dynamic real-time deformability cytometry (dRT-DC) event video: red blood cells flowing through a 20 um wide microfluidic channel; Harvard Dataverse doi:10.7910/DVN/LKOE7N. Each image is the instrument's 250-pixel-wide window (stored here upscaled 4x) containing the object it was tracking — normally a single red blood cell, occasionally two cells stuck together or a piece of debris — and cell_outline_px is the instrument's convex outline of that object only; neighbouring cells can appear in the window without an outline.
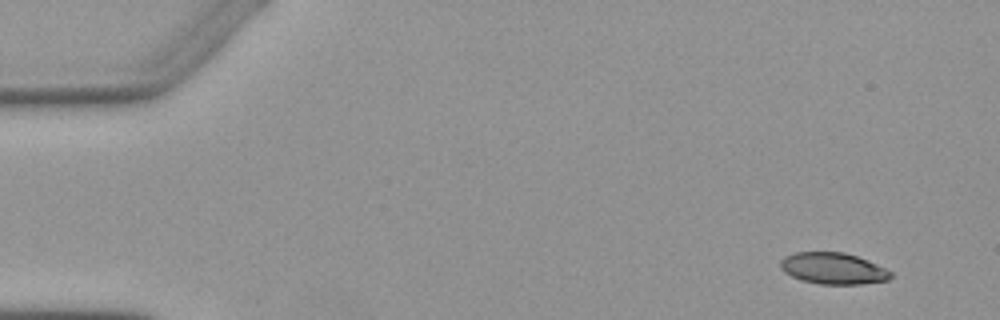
{"species": "Egyptian fruit bat (a non-hibernating species)", "species_latin": "Rousettus aegyptiacus", "temperature_condition": "warm", "stored_images_in_passage": 6, "camera_frame_rate_fps": 3000, "um_per_image_px": 0.085, "animal": {"sex": "female"}, "frame": {"image": 1, "passage_image": 1, "time_ms": 0.0, "image_size_px": [1000, 320], "cell_outline_px": [[892, 276], [888, 280], [860, 284], [820, 284], [800, 280], [784, 272], [780, 268], [780, 260], [784, 256], [796, 252], [844, 252], [868, 260], [892, 272]], "centroid_in_image_um": [70.79, 22.81], "position_along_channel_um": 14.2, "area_um2": 20.23}}
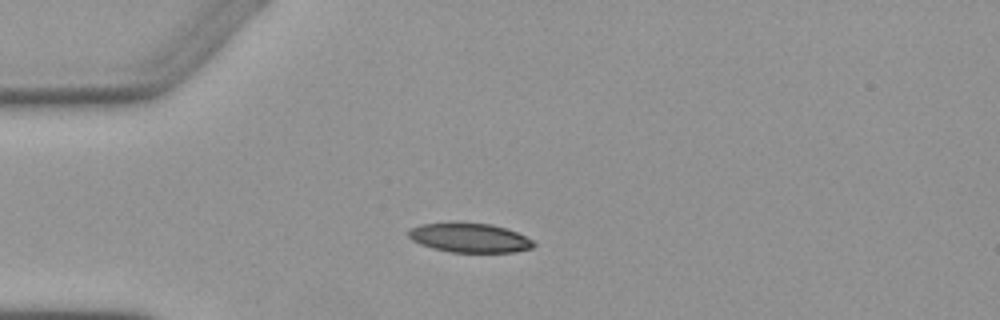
{"frame": {"image": 2, "passage_image": 3, "time_ms": 3.333, "image_size_px": [1000, 320], "cell_outline_px": [[536, 244], [532, 248], [512, 252], [452, 252], [432, 248], [420, 244], [412, 240], [408, 236], [408, 232], [412, 228], [420, 224], [452, 220], [460, 220], [492, 224], [516, 232], [532, 240]], "centroid_in_image_um": [39.86, 20.17], "position_along_channel_um": 45.1, "area_um2": 21.91}}
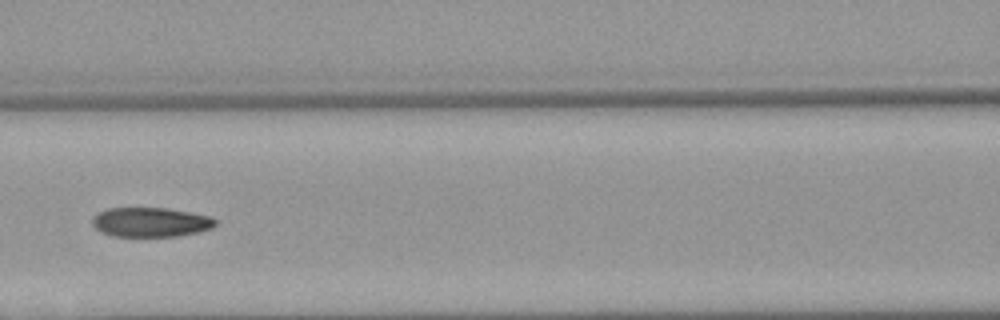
{"frame": {"image": 3, "passage_image": 6, "time_ms": 6.667, "image_size_px": [1000, 320], "cell_outline_px": [[216, 224], [212, 228], [200, 232], [176, 236], [112, 236], [100, 232], [92, 224], [92, 216], [96, 212], [108, 208], [168, 208], [212, 216], [216, 220]], "centroid_in_image_um": [12.79, 18.88], "position_along_channel_um": 153.8, "area_um2": 21.39}}